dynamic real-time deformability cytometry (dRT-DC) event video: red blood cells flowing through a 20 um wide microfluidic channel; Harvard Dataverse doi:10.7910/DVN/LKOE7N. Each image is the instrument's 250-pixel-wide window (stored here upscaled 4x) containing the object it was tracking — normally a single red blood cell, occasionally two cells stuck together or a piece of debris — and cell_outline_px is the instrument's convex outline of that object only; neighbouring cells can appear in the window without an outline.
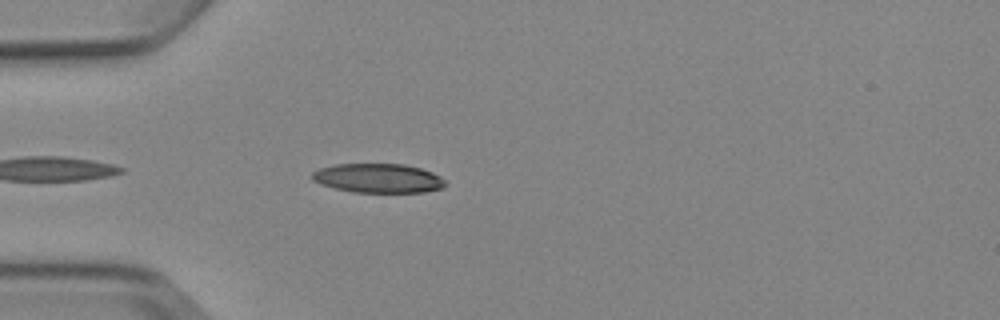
{"species": "Egyptian fruit bat (a non-hibernating species)", "species_latin": "Rousettus aegyptiacus", "temperature_condition": "cold", "stored_images_in_passage": 4, "camera_frame_rate_fps": 3000, "um_per_image_px": 0.085, "animal": {"sex": "female"}, "frame": {"image": 1, "passage_image": 4, "time_ms": 4.333, "image_size_px": [1000, 320], "cell_outline_px": [[448, 184], [444, 188], [424, 192], [352, 192], [320, 184], [312, 180], [312, 172], [320, 168], [336, 164], [404, 164], [420, 168], [432, 172], [440, 176]], "centroid_in_image_um": [32.17, 15.15], "position_along_channel_um": 52.8, "area_um2": 22.72}}